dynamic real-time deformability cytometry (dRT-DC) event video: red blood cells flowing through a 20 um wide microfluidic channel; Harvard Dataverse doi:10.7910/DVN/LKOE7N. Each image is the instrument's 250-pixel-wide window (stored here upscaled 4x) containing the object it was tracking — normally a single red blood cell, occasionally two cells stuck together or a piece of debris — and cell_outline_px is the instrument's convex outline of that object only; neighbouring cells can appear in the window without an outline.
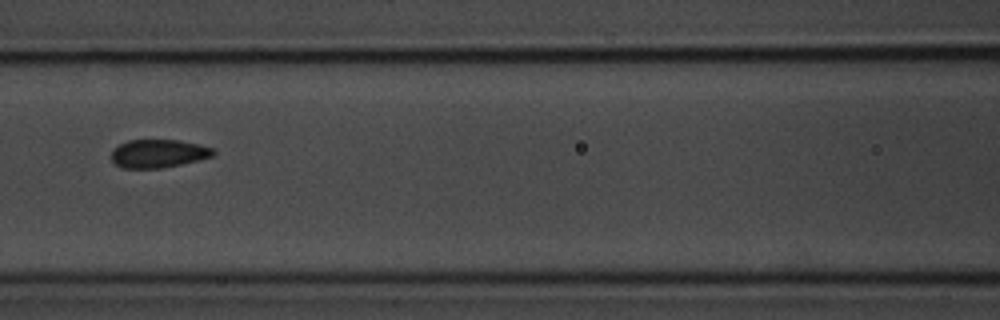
{"species": "common noctule bat (a hibernating species)", "species_latin": "Nyctalus noctula", "temperature_condition": "room temperature", "stored_images_in_passage": 11, "camera_frame_rate_fps": 3000, "um_per_image_px": 0.085, "animal": {"sex": "male", "body_mass_g": 20.1, "forearm_length_mm": 53.5}, "frame": {"image": 1, "passage_image": 7, "time_ms": 8.0, "image_size_px": [1000, 320], "cell_outline_px": [[216, 152], [212, 156], [180, 164], [160, 168], [120, 168], [112, 160], [112, 148], [128, 140], [180, 140], [200, 144], [212, 148]], "centroid_in_image_um": [13.43, 13.04], "position_along_channel_um": 153.2, "area_um2": 16.7}}
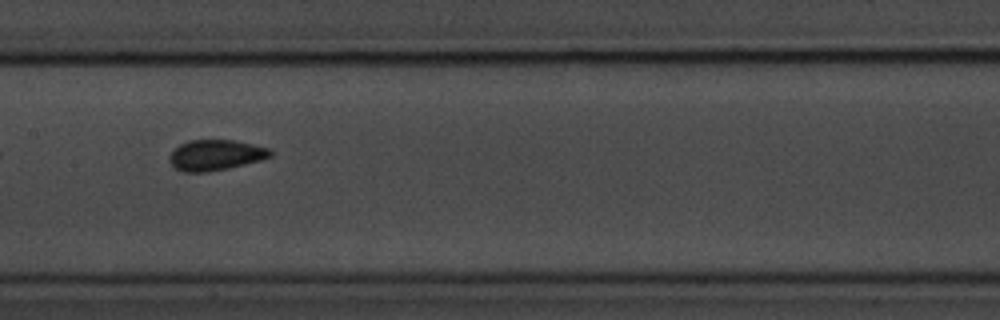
{"frame": {"image": 2, "passage_image": 8, "time_ms": 9.0, "image_size_px": [1000, 320], "cell_outline_px": [[272, 156], [264, 160], [228, 168], [208, 172], [184, 172], [172, 168], [168, 160], [168, 156], [180, 144], [188, 140], [236, 140], [268, 148], [272, 152]], "centroid_in_image_um": [18.31, 13.19], "position_along_channel_um": 189.1, "area_um2": 18.26}}